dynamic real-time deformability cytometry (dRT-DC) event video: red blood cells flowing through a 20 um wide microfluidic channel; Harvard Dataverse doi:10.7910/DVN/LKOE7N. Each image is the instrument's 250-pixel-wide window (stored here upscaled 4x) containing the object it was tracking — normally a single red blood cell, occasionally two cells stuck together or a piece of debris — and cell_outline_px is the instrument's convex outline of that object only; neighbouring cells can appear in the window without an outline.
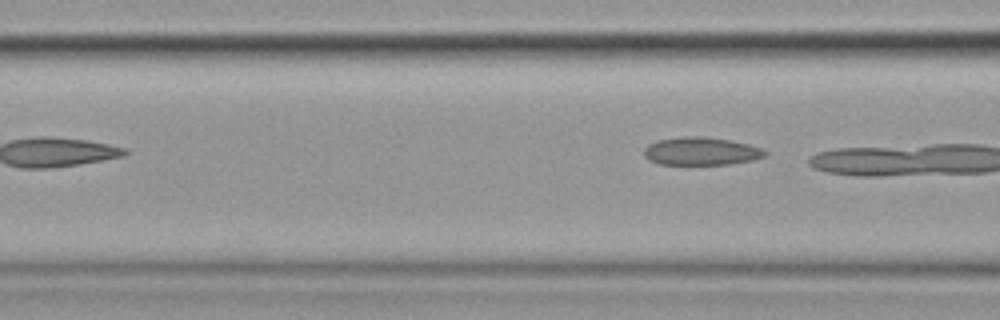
{"species": "common noctule bat (a hibernating species)", "species_latin": "Nyctalus noctula", "temperature_condition": "cold", "stored_images_in_passage": 5, "camera_frame_rate_fps": 3000, "um_per_image_px": 0.085, "animal": {"sex": "female", "body_mass_g": 19.9}, "frame": {"image": 1, "passage_image": 5, "time_ms": 5.0, "image_size_px": [1000, 320], "cell_outline_px": [[768, 156], [752, 160], [728, 164], [660, 164], [648, 160], [644, 156], [644, 148], [648, 144], [656, 140], [684, 136], [704, 136], [732, 140], [748, 144], [760, 148], [768, 152]], "centroid_in_image_um": [59.59, 12.84], "position_along_channel_um": 107.0, "area_um2": 19.88}}